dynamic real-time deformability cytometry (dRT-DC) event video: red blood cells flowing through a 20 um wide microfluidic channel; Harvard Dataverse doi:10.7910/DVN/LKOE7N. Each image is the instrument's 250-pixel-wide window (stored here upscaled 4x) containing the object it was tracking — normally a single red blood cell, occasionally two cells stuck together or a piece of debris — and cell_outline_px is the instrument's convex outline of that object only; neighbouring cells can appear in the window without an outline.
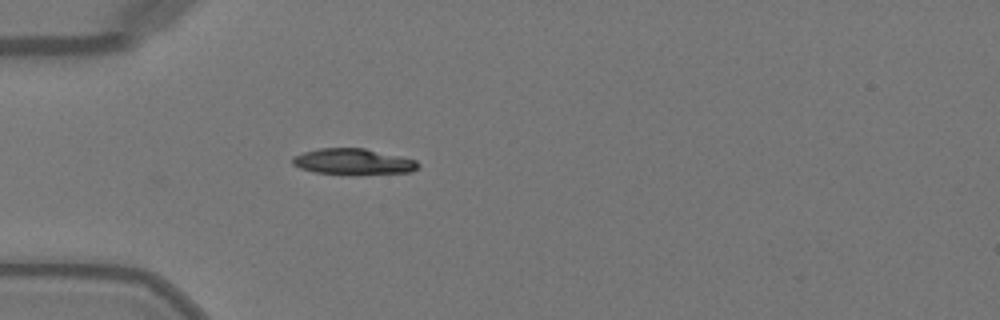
{"species": "Egyptian fruit bat (a non-hibernating species)", "species_latin": "Rousettus aegyptiacus", "temperature_condition": "warm", "stored_images_in_passage": 36, "camera_frame_rate_fps": 3000, "um_per_image_px": 0.085, "animal": {"sex": "female"}, "frame": {"image": 1, "passage_image": 1, "time_ms": 0.0, "image_size_px": [1000, 320], "cell_outline_px": [[420, 164], [412, 172], [352, 176], [316, 172], [300, 168], [292, 164], [292, 156], [304, 152], [320, 148], [364, 148], [400, 156], [416, 160]], "centroid_in_image_um": [30.02, 13.76], "position_along_channel_um": 55.0, "area_um2": 19.42}}
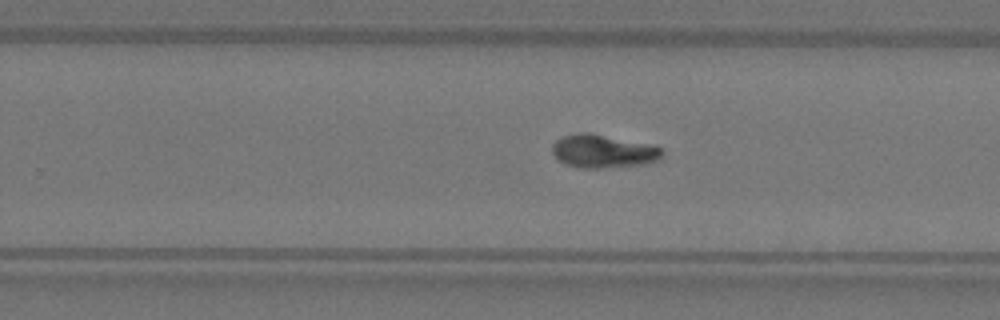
{"frame": {"image": 2, "passage_image": 18, "time_ms": 5.667, "image_size_px": [1000, 320], "cell_outline_px": [[664, 152], [660, 160], [644, 164], [604, 168], [580, 168], [564, 164], [552, 152], [552, 144], [556, 140], [564, 136], [576, 132], [588, 132], [648, 144], [660, 148]], "centroid_in_image_um": [51.25, 12.86], "position_along_channel_um": 278.5, "area_um2": 21.27}}
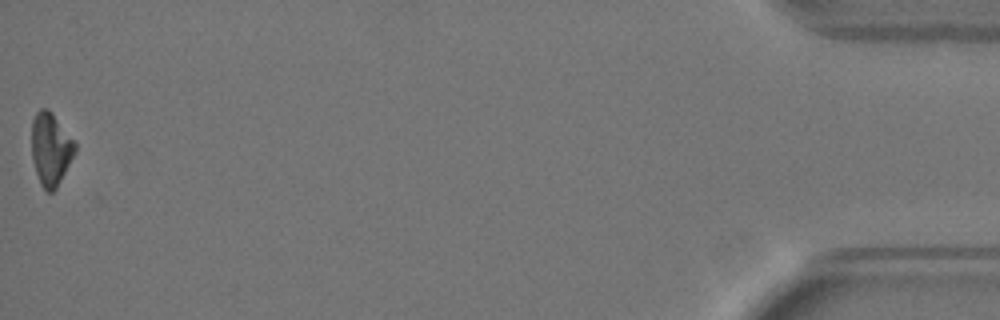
{"frame": {"image": 3, "passage_image": 36, "time_ms": 11.667, "image_size_px": [1000, 320], "cell_outline_px": [[76, 152], [56, 188], [52, 192], [48, 192], [40, 184], [32, 160], [32, 120], [36, 112], [40, 108], [48, 108], [52, 112], [76, 144]], "centroid_in_image_um": [4.3, 12.65], "position_along_channel_um": 430.9, "area_um2": 18.26}, "authors_computed_cell_mechanics": {"area_um2": 20.0277, "velocity_mm_per_s": 4.1035, "shape_relaxation_time_tau1_ms": 3.8789, "shape_relaxation_time_tau2_ms": null, "deformation_change_tau1": 0.1759, "deformation_change_tau2": null}}